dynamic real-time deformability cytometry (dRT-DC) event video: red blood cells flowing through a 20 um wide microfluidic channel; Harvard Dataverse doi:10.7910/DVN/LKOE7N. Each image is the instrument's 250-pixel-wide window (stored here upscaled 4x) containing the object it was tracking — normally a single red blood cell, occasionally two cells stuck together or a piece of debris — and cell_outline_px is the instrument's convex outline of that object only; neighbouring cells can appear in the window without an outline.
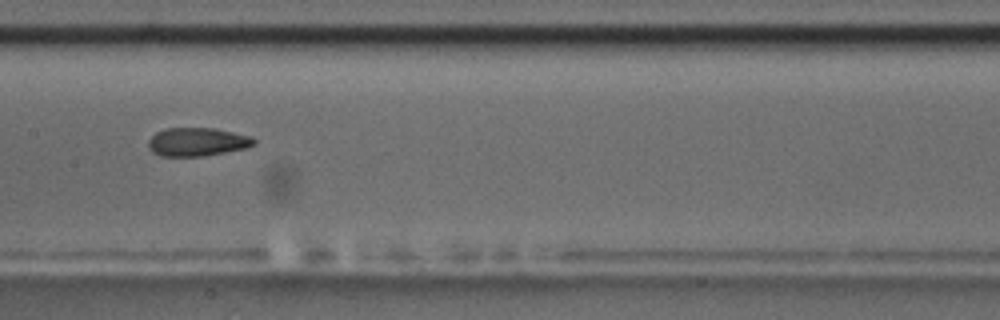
{"species": "common noctule bat (a hibernating species)", "species_latin": "Nyctalus noctula", "temperature_condition": "room temperature", "stored_images_in_passage": 14, "camera_frame_rate_fps": 3000, "um_per_image_px": 0.085, "animal": {"sex": "male", "body_mass_g": 17.5, "forearm_length_mm": 52.3}, "frame": {"image": 1, "passage_image": 7, "time_ms": 8.0, "image_size_px": [1000, 320], "cell_outline_px": [[256, 144], [244, 148], [224, 152], [200, 156], [160, 156], [152, 152], [148, 148], [148, 140], [156, 132], [168, 128], [216, 128], [252, 136], [256, 140]], "centroid_in_image_um": [16.76, 12.05], "position_along_channel_um": 190.6, "area_um2": 17.51}}